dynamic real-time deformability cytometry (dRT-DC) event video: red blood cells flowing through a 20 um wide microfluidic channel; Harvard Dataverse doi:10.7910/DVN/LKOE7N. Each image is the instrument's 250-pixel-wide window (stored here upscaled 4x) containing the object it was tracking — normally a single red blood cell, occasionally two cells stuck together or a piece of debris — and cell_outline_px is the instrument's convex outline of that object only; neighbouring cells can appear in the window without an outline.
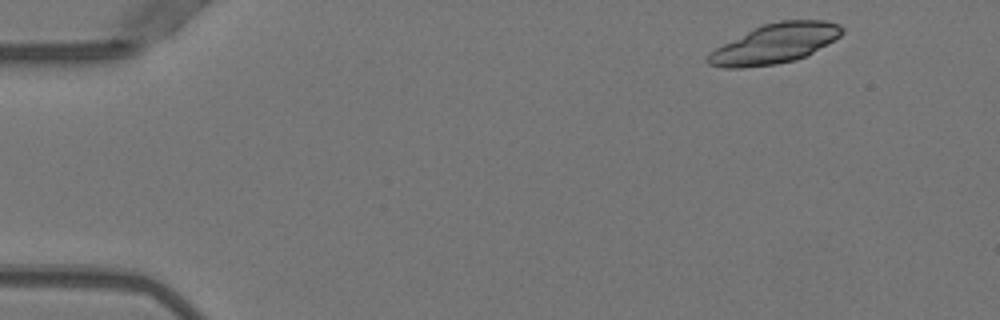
{"species": "Egyptian fruit bat (a non-hibernating species)", "species_latin": "Rousettus aegyptiacus", "temperature_condition": "warm", "stored_images_in_passage": 47, "camera_frame_rate_fps": 3000, "um_per_image_px": 0.085, "animal": {"sex": "female"}, "frame": {"image": 1, "passage_image": 1, "time_ms": 0.0, "image_size_px": [1000, 320], "cell_outline_px": [[844, 32], [840, 36], [812, 52], [796, 60], [776, 64], [740, 68], [724, 68], [708, 64], [704, 60], [716, 48], [764, 24], [780, 20], [824, 20], [840, 24], [844, 28]], "centroid_in_image_um": [65.89, 3.71], "position_along_channel_um": 19.1, "area_um2": 30.4}}